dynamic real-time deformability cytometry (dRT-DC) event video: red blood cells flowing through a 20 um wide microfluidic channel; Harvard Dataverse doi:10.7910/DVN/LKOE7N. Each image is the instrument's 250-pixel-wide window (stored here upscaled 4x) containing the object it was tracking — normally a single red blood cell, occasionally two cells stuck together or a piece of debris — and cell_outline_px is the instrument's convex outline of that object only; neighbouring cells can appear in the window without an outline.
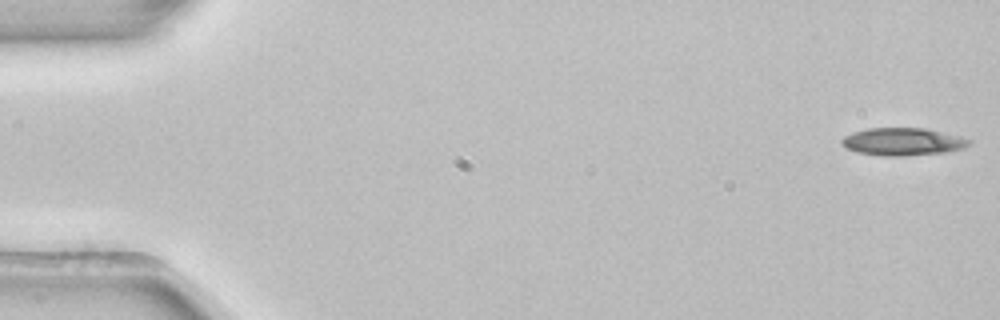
{"species": "common noctule bat (a hibernating species)", "species_latin": "Nyctalus noctula", "temperature_condition": "room temperature", "stored_images_in_passage": 52, "camera_frame_rate_fps": 3000, "um_per_image_px": 0.085, "animal": {"sex": "female", "body_mass_g": 22.7, "forearm_length_mm": 54.2}, "frame": {"image": 1, "passage_image": 1, "time_ms": 0.0, "image_size_px": [1000, 320], "cell_outline_px": [[972, 144], [964, 148], [944, 152], [904, 156], [884, 156], [856, 152], [844, 148], [840, 144], [840, 140], [844, 136], [852, 132], [868, 128], [924, 128], [960, 136], [972, 140]], "centroid_in_image_um": [76.7, 12.04], "position_along_channel_um": 8.3, "area_um2": 20.69}}
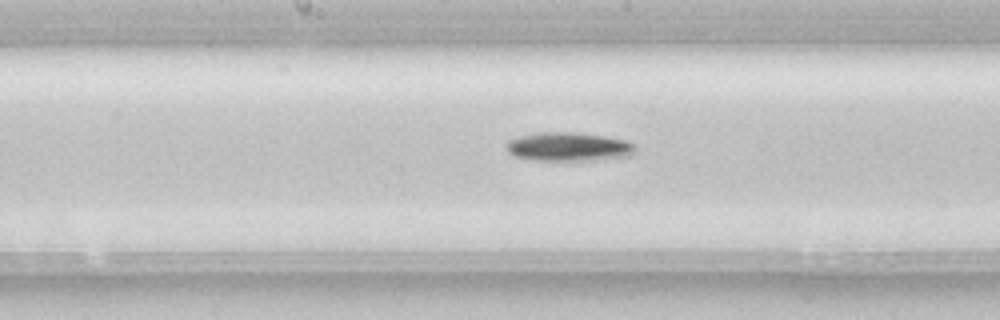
{"frame": {"image": 2, "passage_image": 27, "time_ms": 8.667, "image_size_px": [1000, 320], "cell_outline_px": [[636, 152], [632, 156], [596, 160], [532, 160], [512, 156], [508, 152], [504, 144], [508, 140], [520, 136], [540, 132], [572, 132], [604, 136], [624, 140], [636, 144]], "centroid_in_image_um": [48.33, 12.48], "position_along_channel_um": 199.9, "area_um2": 21.91}}
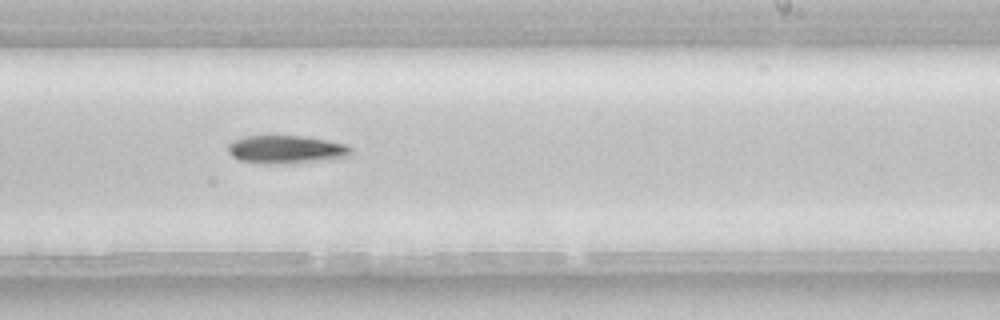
{"frame": {"image": 3, "passage_image": 32, "time_ms": 10.333, "image_size_px": [1000, 320], "cell_outline_px": [[352, 152], [348, 156], [300, 164], [264, 164], [240, 160], [232, 156], [228, 152], [228, 144], [232, 140], [244, 136], [300, 136], [328, 140], [348, 144], [352, 148]], "centroid_in_image_um": [24.33, 12.72], "position_along_channel_um": 264.7, "area_um2": 20.52}, "authors_computed_cell_mechanics": {"area_um2": 20.6924, "velocity_mm_per_s": 3.9123, "shape_relaxation_time_tau1_ms": 1.9415, "shape_relaxation_time_tau2_ms": null, "deformation_change_tau1": 0.0877, "deformation_change_tau2": null}}